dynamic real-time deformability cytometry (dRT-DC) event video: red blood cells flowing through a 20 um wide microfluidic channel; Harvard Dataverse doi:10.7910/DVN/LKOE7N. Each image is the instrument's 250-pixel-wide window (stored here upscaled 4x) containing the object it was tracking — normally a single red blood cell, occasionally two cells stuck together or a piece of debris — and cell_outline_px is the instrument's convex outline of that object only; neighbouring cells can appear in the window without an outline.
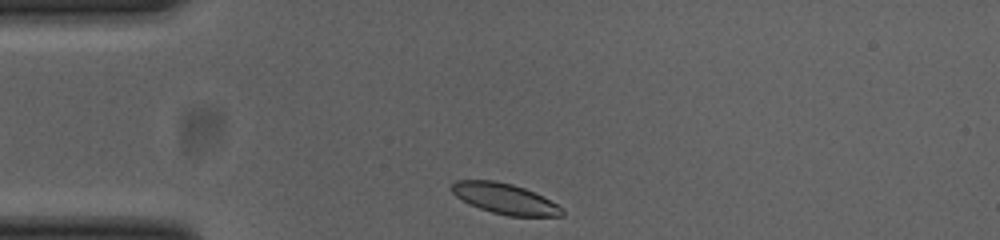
{"species": "common noctule bat (a hibernating species)", "species_latin": "Nyctalus noctula", "temperature_condition": "cold", "stored_images_in_passage": 32, "camera_frame_rate_fps": 3000, "um_per_image_px": 0.085, "animal": {"sex": "female", "body_mass_g": 23.0, "forearm_length_mm": 53.4}, "frame": {"image": 1, "passage_image": 1, "time_ms": 0.0, "image_size_px": [1000, 240], "cell_outline_px": [[564, 216], [508, 216], [492, 212], [480, 208], [456, 196], [452, 192], [452, 184], [456, 180], [496, 180], [512, 184], [524, 188], [564, 208]], "centroid_in_image_um": [42.92, 16.89], "position_along_channel_um": 42.1, "area_um2": 19.31}}
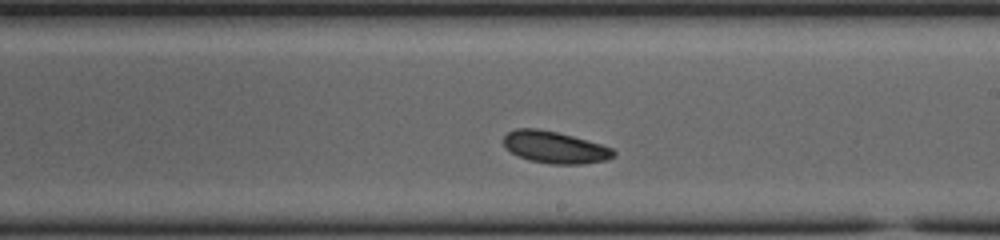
{"frame": {"image": 2, "passage_image": 19, "time_ms": 6.0, "image_size_px": [1000, 240], "cell_outline_px": [[616, 156], [608, 160], [580, 164], [548, 164], [528, 160], [512, 152], [504, 144], [504, 136], [508, 132], [516, 128], [536, 128], [556, 132], [572, 136], [600, 144], [612, 148], [616, 152]], "centroid_in_image_um": [47.19, 12.53], "position_along_channel_um": 241.8, "area_um2": 20.35}}
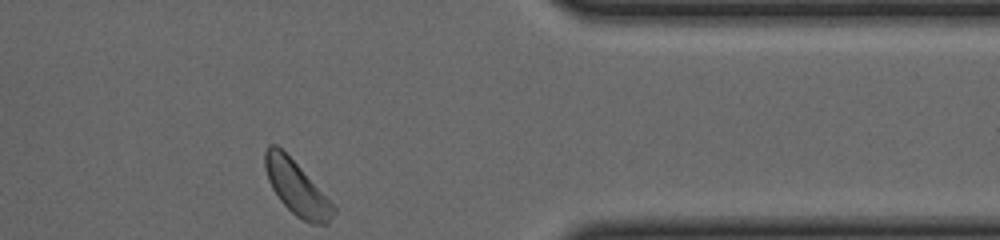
{"frame": {"image": 3, "passage_image": 32, "time_ms": 10.333, "image_size_px": [1000, 240], "cell_outline_px": [[336, 212], [328, 224], [312, 224], [296, 216], [280, 200], [272, 188], [268, 180], [264, 168], [264, 152], [268, 144], [276, 144], [300, 168], [336, 208]], "centroid_in_image_um": [25.18, 15.98], "position_along_channel_um": 386.2, "area_um2": 20.98}}